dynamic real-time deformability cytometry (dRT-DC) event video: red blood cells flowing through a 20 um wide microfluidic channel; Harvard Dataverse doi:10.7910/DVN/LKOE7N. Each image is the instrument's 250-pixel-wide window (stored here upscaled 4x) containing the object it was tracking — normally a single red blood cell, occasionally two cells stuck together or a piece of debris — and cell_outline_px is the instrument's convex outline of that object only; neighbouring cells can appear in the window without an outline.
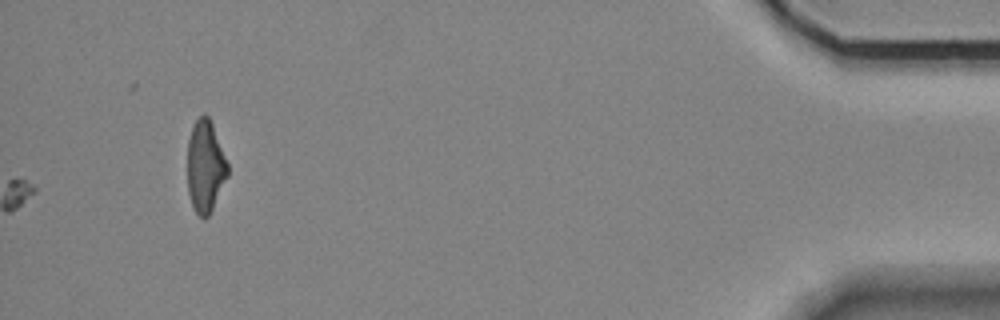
{"species": "Egyptian fruit bat (a non-hibernating species)", "species_latin": "Rousettus aegyptiacus", "temperature_condition": "room temperature", "stored_images_in_passage": 57, "camera_frame_rate_fps": 3000, "um_per_image_px": 0.085, "animal": {"sex": "female"}, "frame": {"image": 1, "passage_image": 57, "time_ms": 18.667, "image_size_px": [1000, 320], "cell_outline_px": [[228, 176], [208, 216], [204, 220], [196, 212], [192, 204], [188, 192], [188, 140], [192, 128], [196, 120], [204, 112], [208, 116], [212, 124], [228, 164]], "centroid_in_image_um": [17.45, 14.14], "position_along_channel_um": 417.8, "area_um2": 21.27}}